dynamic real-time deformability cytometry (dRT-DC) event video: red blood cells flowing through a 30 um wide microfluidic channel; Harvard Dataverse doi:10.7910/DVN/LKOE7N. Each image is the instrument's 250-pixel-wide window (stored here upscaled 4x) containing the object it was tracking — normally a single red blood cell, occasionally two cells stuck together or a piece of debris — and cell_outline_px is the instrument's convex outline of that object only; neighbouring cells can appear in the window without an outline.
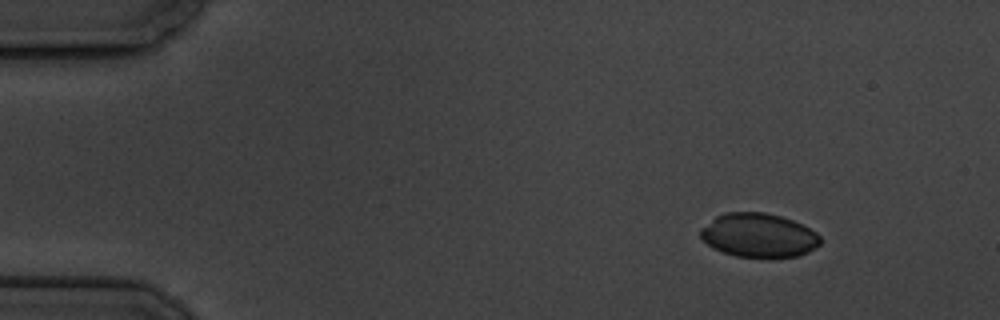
{"species": "common noctule bat (a hibernating species)", "species_latin": "Nyctalus noctula", "temperature_condition": "cold", "stored_images_in_passage": 5, "camera_frame_rate_fps": 3000, "um_per_image_px": 0.085, "animal": {"sex": "male", "body_mass_g": 19.5, "forearm_length_mm": 54.6}, "frame": {"image": 1, "passage_image": 2, "time_ms": 1.333, "image_size_px": [1000, 320], "cell_outline_px": [[820, 244], [808, 252], [800, 256], [768, 260], [736, 256], [712, 248], [700, 236], [700, 228], [716, 216], [724, 212], [764, 212], [780, 216], [792, 220], [816, 232], [820, 236]], "centroid_in_image_um": [64.49, 20.04], "position_along_channel_um": 20.5, "area_um2": 31.27}}